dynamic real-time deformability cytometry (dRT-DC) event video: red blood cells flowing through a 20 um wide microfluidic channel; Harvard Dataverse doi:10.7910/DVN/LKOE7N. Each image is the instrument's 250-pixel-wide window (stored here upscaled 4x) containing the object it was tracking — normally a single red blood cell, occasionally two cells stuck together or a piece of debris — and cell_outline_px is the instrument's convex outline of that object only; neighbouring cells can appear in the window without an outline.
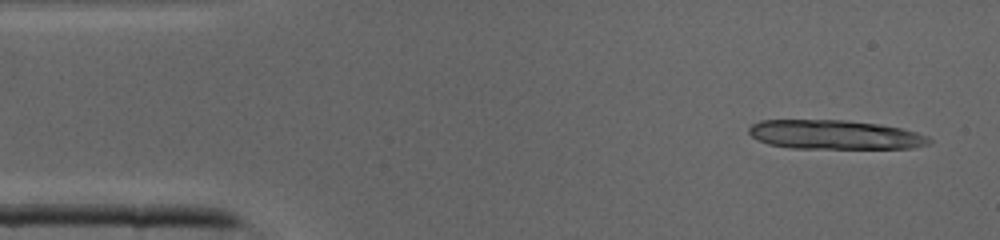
{"species": "common noctule bat (a hibernating species)", "species_latin": "Nyctalus noctula", "temperature_condition": "cold", "stored_images_in_passage": 9, "camera_frame_rate_fps": 3000, "um_per_image_px": 0.085, "animal": {"sex": "male", "body_mass_g": 19.0, "forearm_length_mm": 50.8}, "frame": {"image": 1, "passage_image": 1, "time_ms": 0.0, "image_size_px": [1000, 240], "cell_outline_px": [[932, 140], [928, 144], [912, 148], [792, 148], [768, 144], [752, 136], [748, 132], [748, 128], [752, 124], [760, 120], [844, 120], [880, 124], [900, 128], [916, 132], [928, 136]], "centroid_in_image_um": [70.95, 11.44], "position_along_channel_um": 14.0, "area_um2": 30.58}}